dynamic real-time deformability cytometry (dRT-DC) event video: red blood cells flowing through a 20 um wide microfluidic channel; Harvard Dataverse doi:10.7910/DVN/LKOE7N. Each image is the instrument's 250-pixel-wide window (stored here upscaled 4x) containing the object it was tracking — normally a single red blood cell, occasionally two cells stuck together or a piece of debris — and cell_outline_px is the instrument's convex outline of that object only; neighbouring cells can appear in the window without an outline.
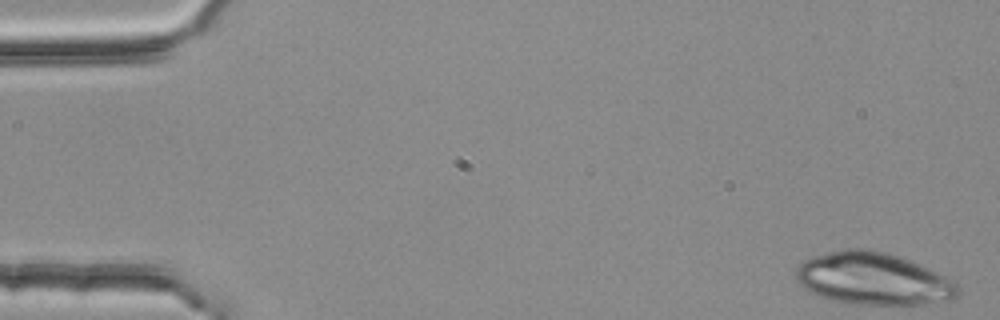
{"species": "common noctule bat (a hibernating species)", "species_latin": "Nyctalus noctula", "temperature_condition": "room temperature", "stored_images_in_passage": 50, "camera_frame_rate_fps": 3000, "um_per_image_px": 0.085, "animal": {"sex": "female", "body_mass_g": 25.1}, "frame": {"image": 1, "passage_image": 1, "time_ms": 0.0, "image_size_px": [1000, 320], "cell_outline_px": [[960, 292], [956, 296], [948, 300], [924, 304], [848, 304], [816, 296], [804, 288], [796, 280], [796, 268], [804, 260], [812, 256], [840, 248], [868, 248], [884, 252], [908, 260], [948, 276], [960, 288]], "centroid_in_image_um": [74.19, 23.69], "position_along_channel_um": 10.8, "area_um2": 49.59}}
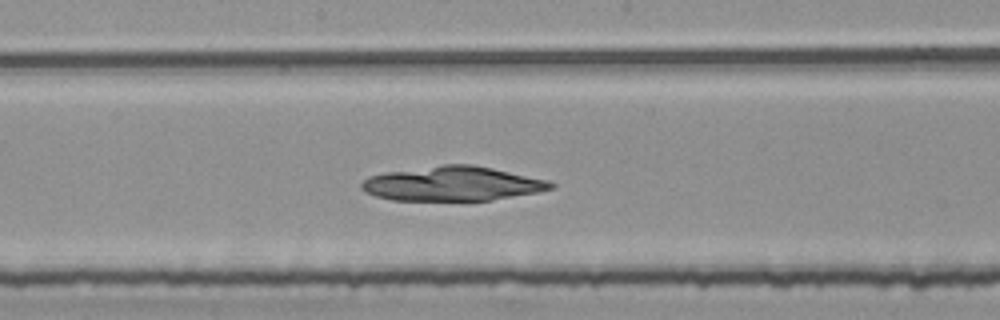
{"frame": {"image": 2, "passage_image": 28, "time_ms": 9.0, "image_size_px": [1000, 320], "cell_outline_px": [[556, 184], [552, 188], [536, 192], [492, 200], [392, 200], [376, 196], [364, 192], [360, 188], [360, 184], [368, 176], [388, 172], [444, 164], [472, 164], [492, 168], [548, 180]], "centroid_in_image_um": [38.43, 15.61], "position_along_channel_um": 209.8, "area_um2": 37.74}}
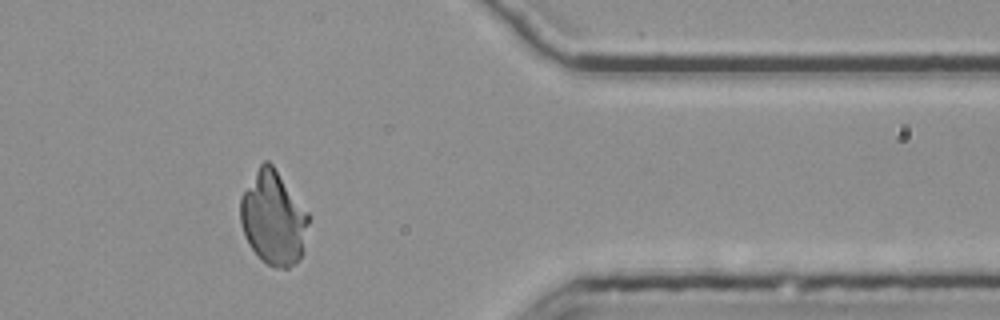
{"frame": {"image": 3, "passage_image": 44, "time_ms": 14.333, "image_size_px": [1000, 320], "cell_outline_px": [[312, 216], [300, 256], [296, 264], [288, 268], [276, 268], [260, 260], [248, 244], [244, 236], [240, 224], [240, 196], [260, 164], [264, 160], [268, 160], [272, 164]], "centroid_in_image_um": [23.23, 18.55], "position_along_channel_um": 388.2, "area_um2": 37.63}}